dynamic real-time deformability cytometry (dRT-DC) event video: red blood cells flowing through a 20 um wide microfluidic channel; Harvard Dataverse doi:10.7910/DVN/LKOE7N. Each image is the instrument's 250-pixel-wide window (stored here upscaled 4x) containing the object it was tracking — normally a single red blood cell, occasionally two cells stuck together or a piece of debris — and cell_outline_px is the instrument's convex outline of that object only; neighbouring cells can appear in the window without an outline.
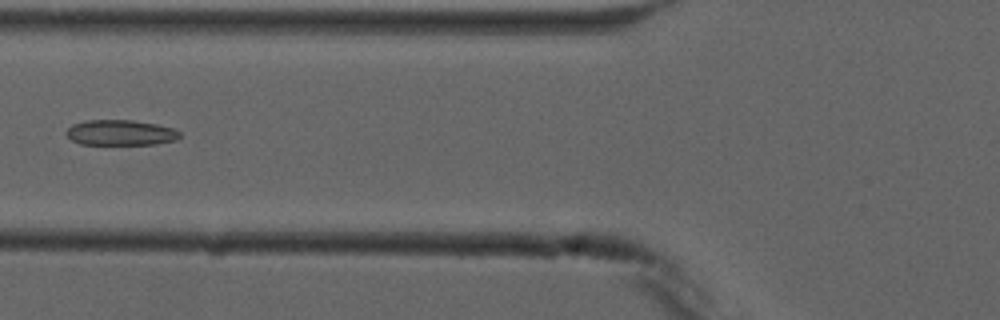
{"species": "common noctule bat (a hibernating species)", "species_latin": "Nyctalus noctula", "temperature_condition": "cold", "stored_images_in_passage": 7, "camera_frame_rate_fps": 3000, "um_per_image_px": 0.085, "animal": {"sex": "male", "forearm_length_mm": 52.5}, "frame": {"image": 1, "passage_image": 6, "time_ms": 6.667, "image_size_px": [1000, 320], "cell_outline_px": [[180, 136], [176, 140], [156, 144], [80, 144], [72, 140], [64, 132], [72, 124], [88, 120], [132, 120], [156, 124], [172, 128], [180, 132]], "centroid_in_image_um": [10.23, 11.27], "position_along_channel_um": 115.6, "area_um2": 16.76}}
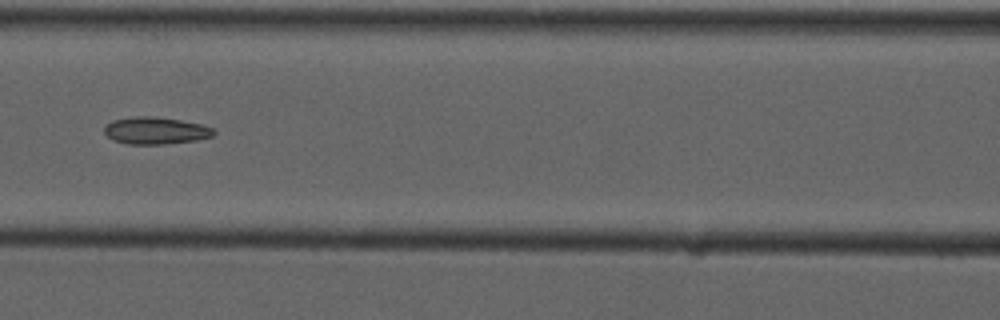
{"frame": {"image": 2, "passage_image": 7, "time_ms": 7.667, "image_size_px": [1000, 320], "cell_outline_px": [[216, 132], [212, 136], [196, 140], [164, 144], [128, 144], [112, 140], [104, 132], [104, 128], [112, 120], [132, 116], [156, 116], [180, 120], [200, 124], [212, 128]], "centroid_in_image_um": [13.2, 11.09], "position_along_channel_um": 153.4, "area_um2": 17.28}}